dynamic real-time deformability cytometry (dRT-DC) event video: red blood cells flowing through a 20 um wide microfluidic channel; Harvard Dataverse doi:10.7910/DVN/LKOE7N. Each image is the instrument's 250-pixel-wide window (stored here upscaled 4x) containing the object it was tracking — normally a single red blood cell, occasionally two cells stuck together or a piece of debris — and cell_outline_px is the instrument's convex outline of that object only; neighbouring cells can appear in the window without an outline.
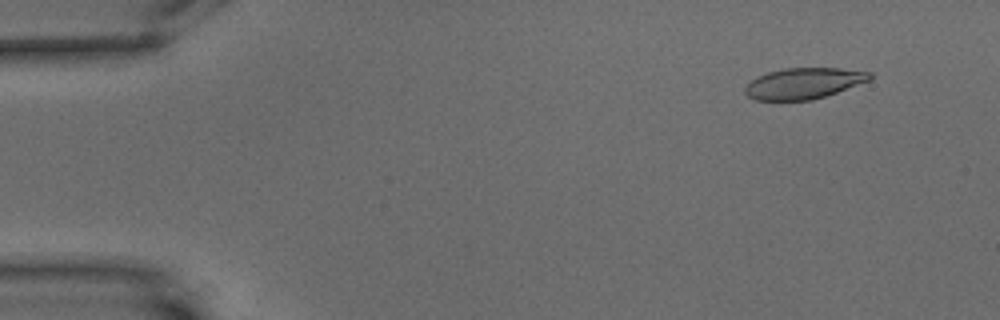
{"species": "common noctule bat (a hibernating species)", "species_latin": "Nyctalus noctula", "temperature_condition": "warm", "stored_images_in_passage": 60, "camera_frame_rate_fps": 3000, "um_per_image_px": 0.085, "animal": {"sex": "male", "body_mass_g": 15.6}, "frame": {"image": 1, "passage_image": 6, "time_ms": 1.667, "image_size_px": [1000, 320], "cell_outline_px": [[872, 80], [812, 100], [756, 100], [748, 96], [744, 92], [744, 88], [752, 80], [768, 72], [784, 68], [840, 68], [872, 72]], "centroid_in_image_um": [68.34, 7.08], "position_along_channel_um": 16.7, "area_um2": 22.43}}
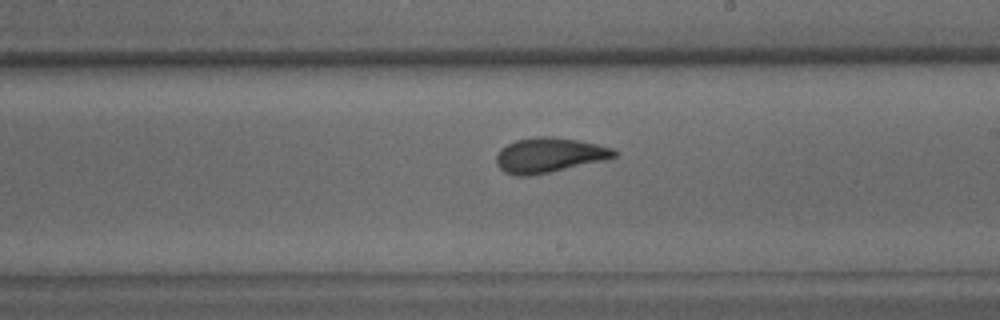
{"frame": {"image": 2, "passage_image": 35, "time_ms": 11.333, "image_size_px": [1000, 320], "cell_outline_px": [[616, 156], [604, 160], [552, 172], [528, 176], [516, 176], [504, 172], [496, 164], [496, 156], [500, 148], [516, 140], [536, 136], [552, 136], [576, 140], [596, 144], [612, 148], [616, 152]], "centroid_in_image_um": [46.63, 13.19], "position_along_channel_um": 242.4, "area_um2": 23.93}}
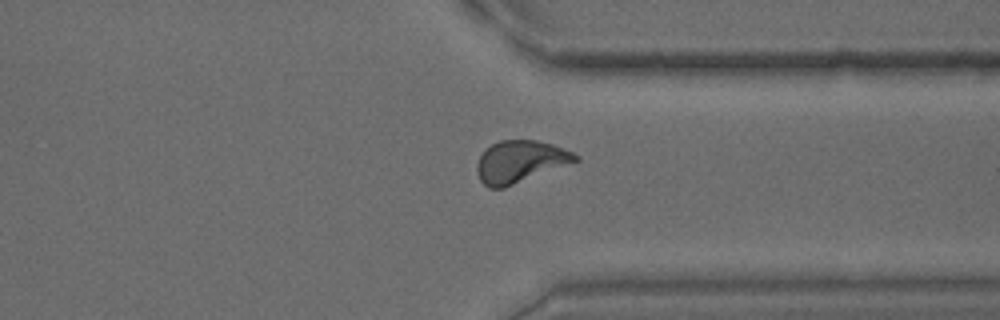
{"frame": {"image": 3, "passage_image": 46, "time_ms": 15.0, "image_size_px": [1000, 320], "cell_outline_px": [[580, 160], [504, 188], [488, 188], [480, 180], [476, 168], [476, 164], [480, 156], [492, 144], [500, 140], [536, 140], [552, 144], [572, 152], [580, 156]], "centroid_in_image_um": [44.21, 13.74], "position_along_channel_um": 367.2, "area_um2": 23.99}, "authors_computed_cell_mechanics": {"area_um2": 23.5824, "velocity_mm_per_s": 3.4244, "shape_relaxation_time_tau1_ms": 7.1135, "shape_relaxation_time_tau2_ms": 1.602, "deformation_change_tau1": 0.1992, "deformation_change_tau2": 0.0794}}